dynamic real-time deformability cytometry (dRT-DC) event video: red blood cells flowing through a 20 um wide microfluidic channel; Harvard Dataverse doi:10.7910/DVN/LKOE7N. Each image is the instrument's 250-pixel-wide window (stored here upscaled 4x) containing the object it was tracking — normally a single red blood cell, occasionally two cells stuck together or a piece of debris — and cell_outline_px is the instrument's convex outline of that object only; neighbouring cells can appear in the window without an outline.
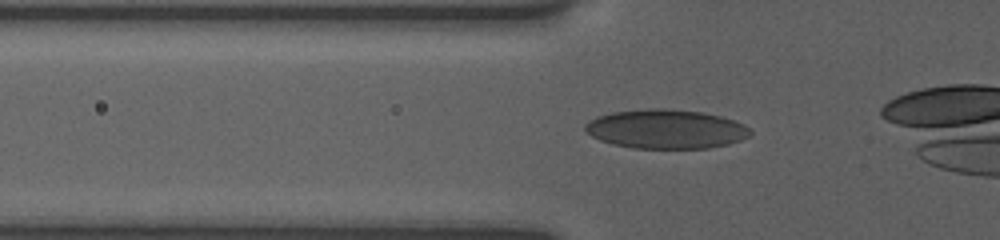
{"species": "human", "species_latin": "Homo sapiens", "temperature_condition": "room temperature", "stored_images_in_passage": 28, "camera_frame_rate_fps": 3000, "um_per_image_px": 0.085, "donor": {"sex": "female"}, "frame": {"image": 1, "passage_image": 3, "time_ms": 0.667, "image_size_px": [1000, 240], "cell_outline_px": [[752, 132], [748, 136], [740, 140], [728, 144], [708, 148], [632, 148], [600, 140], [592, 136], [584, 128], [584, 124], [600, 116], [612, 112], [648, 108], [664, 108], [700, 112], [720, 116], [732, 120], [748, 128]], "centroid_in_image_um": [56.59, 10.97], "position_along_channel_um": 69.2, "area_um2": 37.17}}
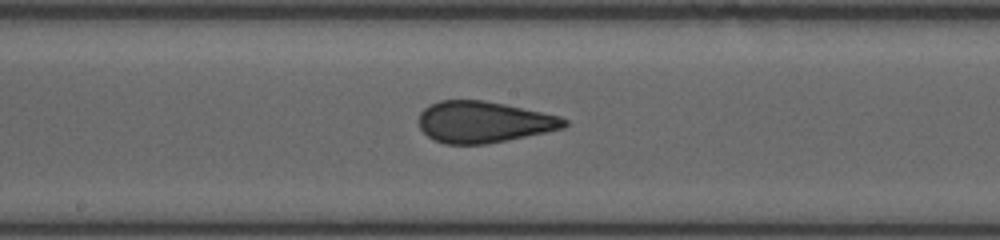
{"frame": {"image": 2, "passage_image": 13, "time_ms": 4.333, "image_size_px": [1000, 240], "cell_outline_px": [[568, 124], [564, 128], [484, 144], [444, 144], [428, 136], [420, 128], [420, 112], [424, 108], [440, 100], [484, 100], [504, 104], [560, 116], [568, 120]], "centroid_in_image_um": [41.1, 10.36], "position_along_channel_um": 207.1, "area_um2": 34.62}}
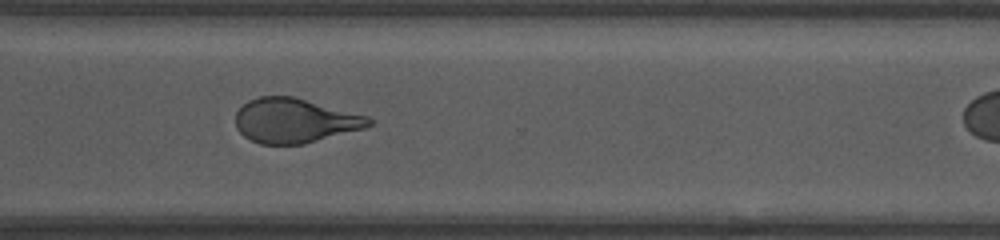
{"frame": {"image": 3, "passage_image": 24, "time_ms": 8.0, "image_size_px": [1000, 240], "cell_outline_px": [[372, 124], [364, 128], [304, 144], [260, 144], [244, 136], [236, 128], [236, 112], [248, 100], [260, 96], [292, 96], [368, 116], [372, 120]], "centroid_in_image_um": [25.03, 10.25], "position_along_channel_um": 345.6, "area_um2": 34.33}}